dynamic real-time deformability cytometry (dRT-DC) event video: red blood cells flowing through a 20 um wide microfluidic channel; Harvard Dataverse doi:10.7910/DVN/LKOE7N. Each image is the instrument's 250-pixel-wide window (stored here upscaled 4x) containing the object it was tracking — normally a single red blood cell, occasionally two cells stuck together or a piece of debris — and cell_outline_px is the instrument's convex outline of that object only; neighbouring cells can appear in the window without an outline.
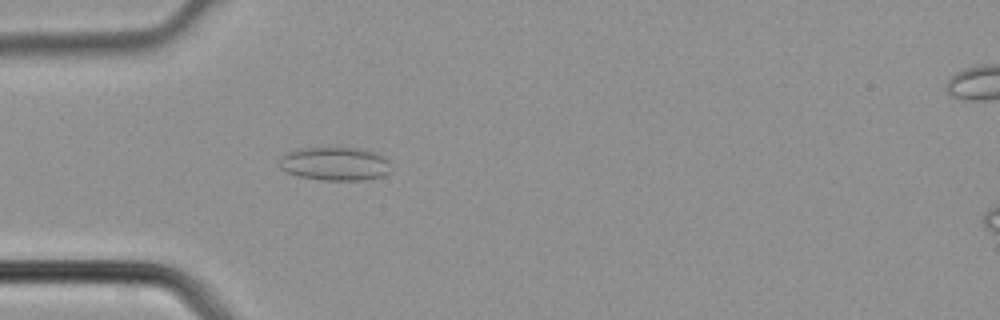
{"species": "common noctule bat (a hibernating species)", "species_latin": "Nyctalus noctula", "temperature_condition": "cold", "stored_images_in_passage": 5, "camera_frame_rate_fps": 3000, "um_per_image_px": 0.085, "animal": {"sex": "male", "body_mass_g": 21.5, "forearm_length_mm": 52.0}, "frame": {"image": 1, "passage_image": 4, "time_ms": 1.0, "image_size_px": [1000, 320], "cell_outline_px": [[388, 172], [384, 176], [364, 180], [324, 180], [300, 176], [288, 172], [280, 168], [280, 160], [284, 152], [296, 148], [356, 148], [376, 152], [384, 156], [388, 160]], "centroid_in_image_um": [28.45, 13.91], "position_along_channel_um": 56.5, "area_um2": 21.73}}